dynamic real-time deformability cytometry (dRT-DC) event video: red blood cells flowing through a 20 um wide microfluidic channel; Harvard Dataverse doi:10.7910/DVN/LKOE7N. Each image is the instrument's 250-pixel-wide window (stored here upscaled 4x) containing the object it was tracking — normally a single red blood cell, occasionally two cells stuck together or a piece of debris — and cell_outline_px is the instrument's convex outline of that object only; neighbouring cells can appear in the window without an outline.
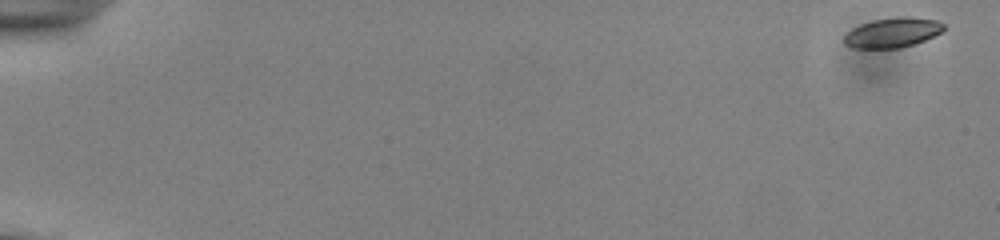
{"species": "common noctule bat (a hibernating species)", "species_latin": "Nyctalus noctula", "temperature_condition": "cold", "stored_images_in_passage": 48, "camera_frame_rate_fps": 3000, "um_per_image_px": 0.085, "animal": {"sex": "male", "body_mass_g": 13.0, "forearm_length_mm": 53.1}, "frame": {"image": 1, "passage_image": 1, "time_ms": 0.0, "image_size_px": [1000, 240], "cell_outline_px": [[944, 28], [940, 32], [924, 40], [900, 48], [852, 48], [844, 44], [844, 36], [852, 28], [860, 24], [872, 20], [900, 16], [908, 16], [936, 20], [944, 24]], "centroid_in_image_um": [75.83, 2.76], "position_along_channel_um": 9.2, "area_um2": 17.22}}
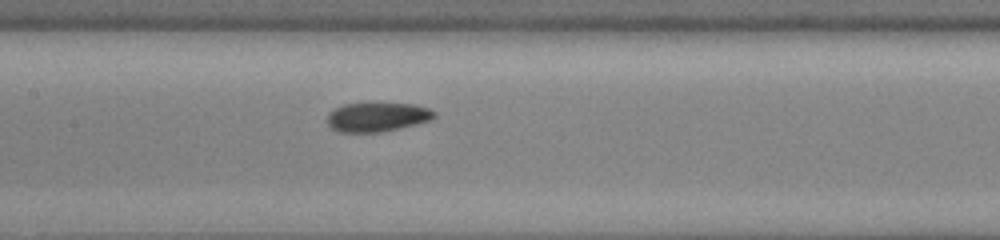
{"frame": {"image": 2, "passage_image": 28, "time_ms": 9.0, "image_size_px": [1000, 240], "cell_outline_px": [[436, 116], [432, 120], [400, 128], [380, 132], [340, 132], [332, 128], [328, 124], [328, 112], [344, 104], [416, 104], [428, 108], [436, 112]], "centroid_in_image_um": [32.09, 9.95], "position_along_channel_um": 175.3, "area_um2": 18.03}}
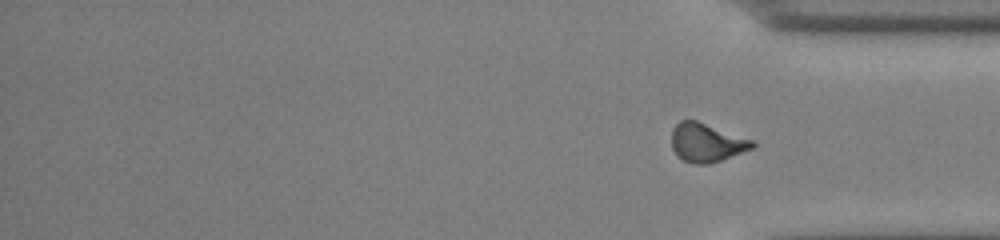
{"frame": {"image": 3, "passage_image": 48, "time_ms": 15.667, "image_size_px": [1000, 240], "cell_outline_px": [[756, 144], [752, 148], [720, 160], [708, 164], [692, 164], [684, 160], [672, 148], [672, 128], [680, 120], [696, 120], [756, 140]], "centroid_in_image_um": [60.08, 12.1], "position_along_channel_um": 375.1, "area_um2": 18.15}, "authors_computed_cell_mechanics": {"area_um2": 18.1492, "velocity_mm_per_s": 3.8608, "shape_relaxation_time_tau1_ms": 4.765, "shape_relaxation_time_tau2_ms": 2.2448, "deformation_change_tau1": 0.0979, "deformation_change_tau2": 0.0782}}